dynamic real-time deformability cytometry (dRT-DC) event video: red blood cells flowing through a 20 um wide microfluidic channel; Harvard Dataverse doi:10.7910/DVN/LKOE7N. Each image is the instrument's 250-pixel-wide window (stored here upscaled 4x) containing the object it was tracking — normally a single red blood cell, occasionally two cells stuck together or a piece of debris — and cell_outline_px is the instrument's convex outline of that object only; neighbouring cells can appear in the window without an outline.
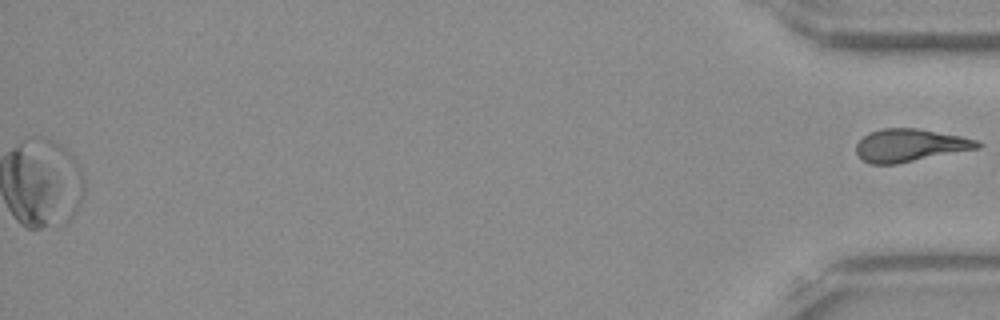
{"species": "Egyptian fruit bat (a non-hibernating species)", "species_latin": "Rousettus aegyptiacus", "temperature_condition": "room temperature", "stored_images_in_passage": 51, "segment_of_instrument_passage": [2, 2], "camera_frame_rate_fps": 3000, "um_per_image_px": 0.085, "frame": {"image": 1, "passage_image": 51, "time_ms": 16.667, "image_size_px": [1000, 320], "cell_outline_px": [[984, 144], [980, 148], [896, 164], [872, 164], [864, 160], [856, 152], [856, 144], [868, 132], [880, 128], [916, 128], [964, 136], [976, 140]], "centroid_in_image_um": [77.38, 12.34], "position_along_channel_um": 357.8, "area_um2": 23.24}}